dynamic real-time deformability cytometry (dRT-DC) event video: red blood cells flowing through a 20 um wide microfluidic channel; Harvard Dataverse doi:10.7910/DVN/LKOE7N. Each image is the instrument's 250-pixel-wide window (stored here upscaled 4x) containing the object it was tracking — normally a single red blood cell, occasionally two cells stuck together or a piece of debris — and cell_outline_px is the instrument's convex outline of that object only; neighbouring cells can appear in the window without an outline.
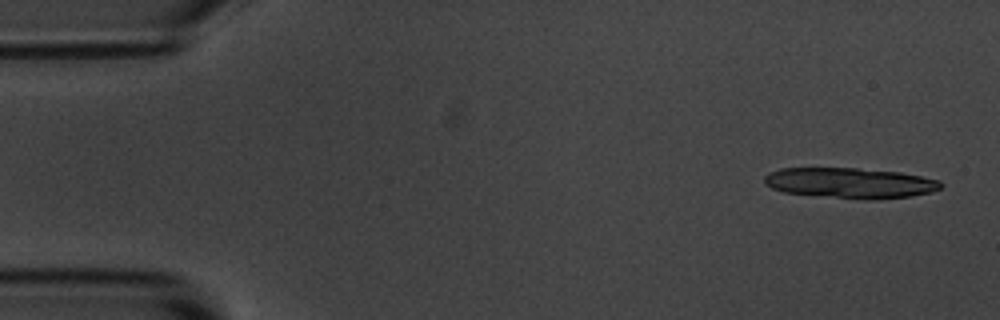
{"species": "common noctule bat (a hibernating species)", "species_latin": "Nyctalus noctula", "temperature_condition": "room temperature", "stored_images_in_passage": 13, "camera_frame_rate_fps": 3000, "um_per_image_px": 0.085, "animal": {"sex": "male", "body_mass_g": 20.1, "forearm_length_mm": 53.5}, "frame": {"image": 1, "passage_image": 2, "time_ms": 0.333, "image_size_px": [1000, 320], "cell_outline_px": [[944, 184], [940, 188], [932, 192], [912, 196], [872, 200], [868, 200], [784, 192], [772, 188], [764, 184], [764, 176], [768, 172], [780, 168], [856, 168], [900, 172], [940, 180]], "centroid_in_image_um": [72.27, 15.55], "position_along_channel_um": 12.7, "area_um2": 31.39}}